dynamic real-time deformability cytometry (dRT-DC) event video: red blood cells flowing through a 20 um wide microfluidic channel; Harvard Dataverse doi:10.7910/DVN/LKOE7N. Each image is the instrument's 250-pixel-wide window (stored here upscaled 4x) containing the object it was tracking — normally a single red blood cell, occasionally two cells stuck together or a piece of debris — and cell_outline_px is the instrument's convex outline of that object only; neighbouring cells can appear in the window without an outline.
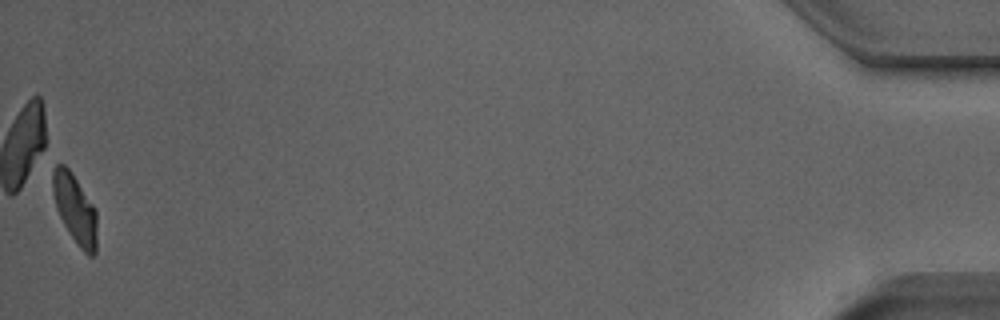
{"species": "Egyptian fruit bat (a non-hibernating species)", "species_latin": "Rousettus aegyptiacus", "temperature_condition": "room temperature", "stored_images_in_passage": 51, "camera_frame_rate_fps": 3000, "um_per_image_px": 0.085, "animal": {"sex": "male"}, "frame": {"image": 1, "passage_image": 51, "time_ms": 16.667, "image_size_px": [1000, 320], "cell_outline_px": [[96, 252], [92, 256], [88, 256], [80, 248], [64, 224], [56, 208], [52, 192], [52, 172], [56, 164], [64, 164], [72, 172], [92, 204], [96, 212]], "centroid_in_image_um": [6.35, 17.73], "position_along_channel_um": 428.8, "area_um2": 17.63}, "authors_computed_cell_mechanics": {"area_um2": 18.6116, "velocity_mm_per_s": 3.9178, "shape_relaxation_time_tau1_ms": 3.6865, "shape_relaxation_time_tau2_ms": 1.8469, "deformation_change_tau1": 0.1417, "deformation_change_tau2": 0.0746}}